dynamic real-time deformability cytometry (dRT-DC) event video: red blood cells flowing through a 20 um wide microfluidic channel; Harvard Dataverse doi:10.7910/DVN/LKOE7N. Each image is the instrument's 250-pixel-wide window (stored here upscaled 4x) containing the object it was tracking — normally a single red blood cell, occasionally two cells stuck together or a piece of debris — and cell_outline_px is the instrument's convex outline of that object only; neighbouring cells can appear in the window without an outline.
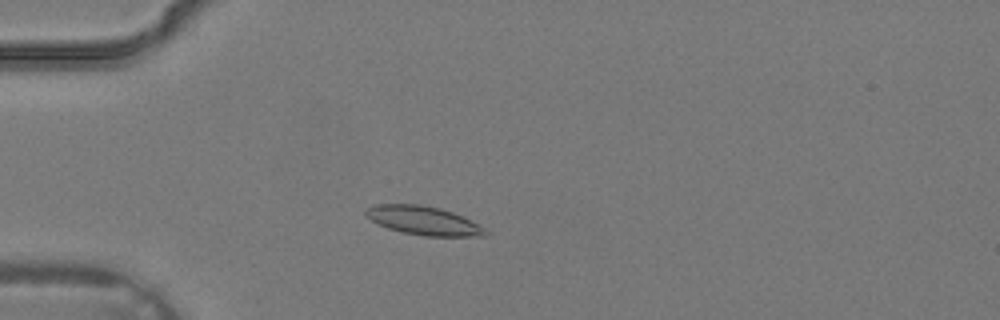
{"species": "common noctule bat (a hibernating species)", "species_latin": "Nyctalus noctula", "temperature_condition": "warm", "stored_images_in_passage": 33, "camera_frame_rate_fps": 3000, "um_per_image_px": 0.085, "animal": {"sex": "male", "body_mass_g": 19.2, "forearm_length_mm": 51.8}, "frame": {"image": 1, "passage_image": 7, "time_ms": 2.0, "image_size_px": [1000, 320], "cell_outline_px": [[488, 236], [424, 236], [404, 232], [388, 228], [364, 216], [364, 208], [372, 204], [420, 204], [440, 208], [452, 212], [480, 224], [488, 232]], "centroid_in_image_um": [35.98, 18.74], "position_along_channel_um": 49.0, "area_um2": 20.11}}
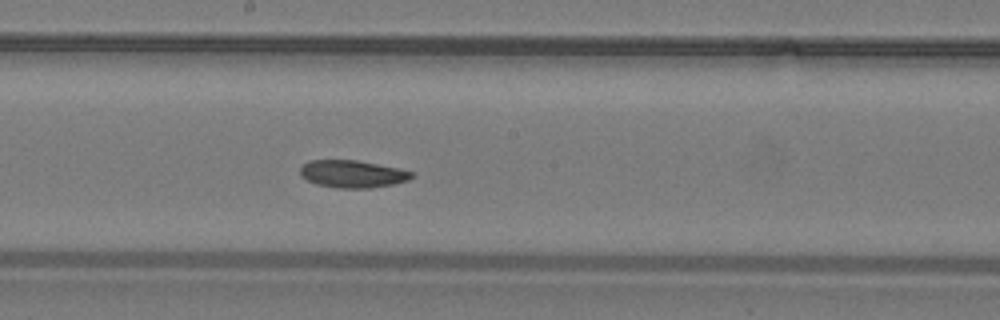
{"frame": {"image": 2, "passage_image": 17, "time_ms": 5.333, "image_size_px": [1000, 320], "cell_outline_px": [[416, 176], [408, 180], [392, 184], [372, 188], [340, 188], [316, 184], [300, 176], [300, 168], [308, 160], [356, 160], [400, 168], [412, 172]], "centroid_in_image_um": [29.97, 14.78], "position_along_channel_um": 218.2, "area_um2": 17.86}}
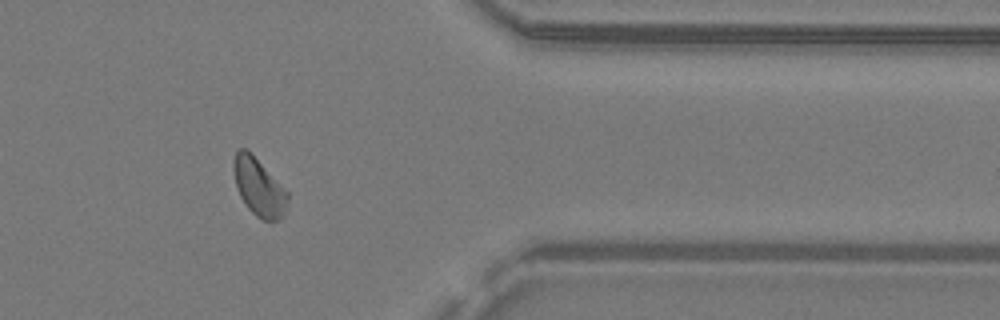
{"frame": {"image": 3, "passage_image": 27, "time_ms": 8.667, "image_size_px": [1000, 320], "cell_outline_px": [[288, 208], [284, 216], [280, 220], [260, 220], [248, 208], [240, 196], [236, 188], [232, 168], [232, 160], [236, 148], [244, 148], [288, 192]], "centroid_in_image_um": [21.98, 15.95], "position_along_channel_um": 389.4, "area_um2": 18.09}}